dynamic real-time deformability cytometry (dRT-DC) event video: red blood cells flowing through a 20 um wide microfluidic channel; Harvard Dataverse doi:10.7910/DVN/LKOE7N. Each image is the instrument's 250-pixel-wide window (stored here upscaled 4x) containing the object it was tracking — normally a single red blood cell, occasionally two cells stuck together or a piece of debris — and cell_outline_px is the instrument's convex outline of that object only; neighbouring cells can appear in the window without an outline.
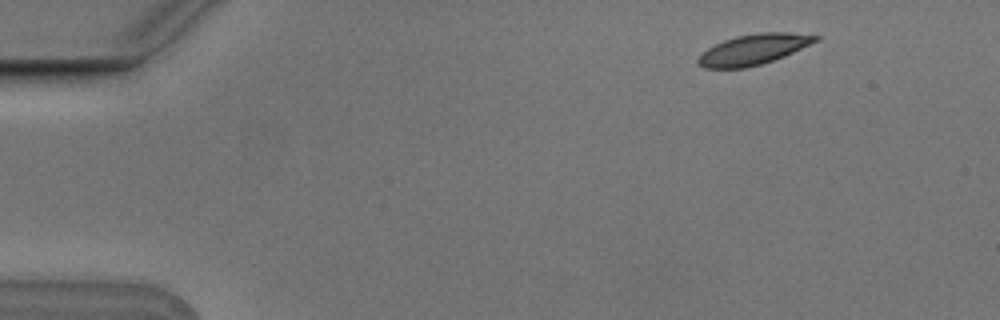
{"species": "Egyptian fruit bat (a non-hibernating species)", "species_latin": "Rousettus aegyptiacus", "temperature_condition": "cold", "stored_images_in_passage": 3, "camera_frame_rate_fps": 3000, "um_per_image_px": 0.085, "animal": {"sex": "male"}, "frame": {"image": 1, "passage_image": 1, "time_ms": 0.0, "image_size_px": [1000, 320], "cell_outline_px": [[820, 40], [784, 56], [760, 64], [744, 68], [704, 68], [696, 60], [708, 48], [724, 40], [736, 36], [760, 32], [788, 32], [820, 36]], "centroid_in_image_um": [64.08, 4.19], "position_along_channel_um": 20.9, "area_um2": 20.58}}
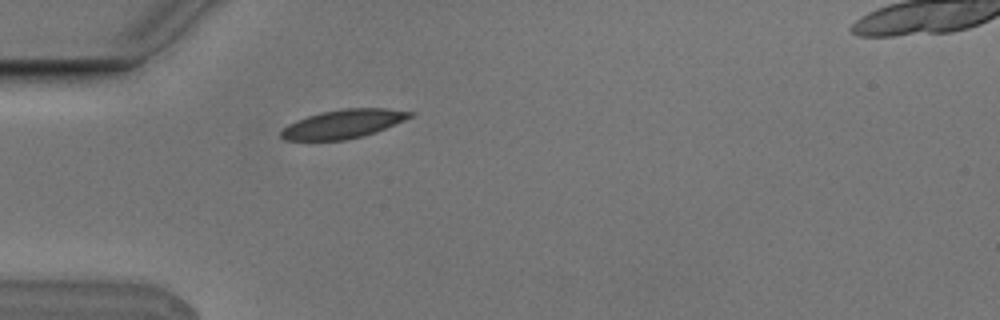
{"frame": {"image": 2, "passage_image": 3, "time_ms": 0.667, "image_size_px": [1000, 320], "cell_outline_px": [[416, 112], [412, 116], [404, 120], [376, 132], [364, 136], [344, 140], [284, 140], [280, 136], [280, 132], [288, 124], [296, 120], [320, 112], [344, 108], [388, 108]], "centroid_in_image_um": [29.19, 10.53], "position_along_channel_um": 55.8, "area_um2": 21.62}}